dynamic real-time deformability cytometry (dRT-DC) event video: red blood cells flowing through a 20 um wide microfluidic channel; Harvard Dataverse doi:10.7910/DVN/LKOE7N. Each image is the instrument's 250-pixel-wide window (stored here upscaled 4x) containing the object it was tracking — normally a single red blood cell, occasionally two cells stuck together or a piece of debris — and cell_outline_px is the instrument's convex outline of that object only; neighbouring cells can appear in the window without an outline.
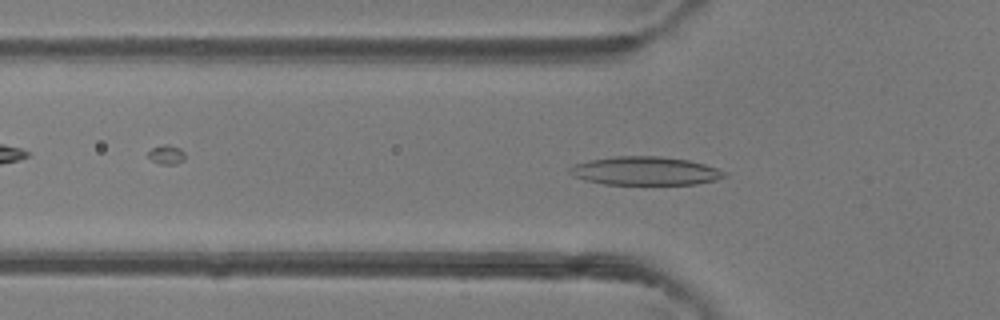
{"species": "common noctule bat (a hibernating species)", "species_latin": "Nyctalus noctula", "temperature_condition": "room temperature", "stored_images_in_passage": 41, "camera_frame_rate_fps": 3000, "um_per_image_px": 0.085, "animal": {"sex": "female"}, "frame": {"image": 1, "passage_image": 14, "time_ms": 4.333, "image_size_px": [1000, 320], "cell_outline_px": [[728, 176], [716, 180], [696, 184], [604, 184], [584, 180], [572, 176], [568, 172], [568, 168], [572, 164], [588, 160], [612, 156], [660, 156], [688, 160], [704, 164], [728, 172]], "centroid_in_image_um": [54.81, 14.52], "position_along_channel_um": 71.0, "area_um2": 25.95}}
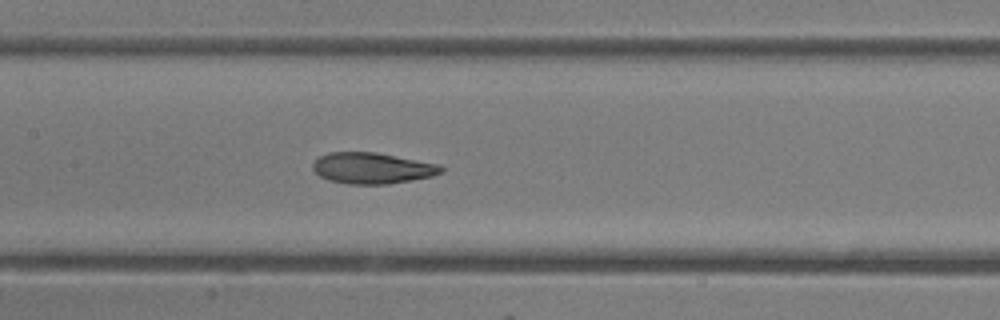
{"frame": {"image": 2, "passage_image": 21, "time_ms": 6.667, "image_size_px": [1000, 320], "cell_outline_px": [[444, 172], [432, 176], [412, 180], [388, 184], [348, 184], [328, 180], [320, 176], [312, 168], [312, 164], [320, 156], [328, 152], [376, 152], [440, 164], [444, 168]], "centroid_in_image_um": [31.66, 14.29], "position_along_channel_um": 175.7, "area_um2": 23.35}}
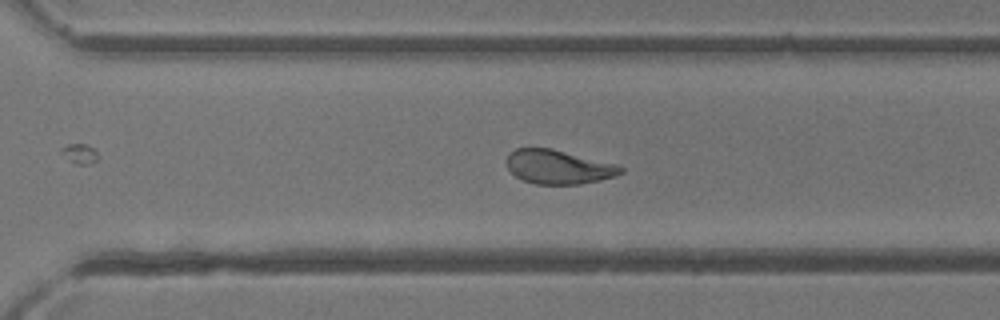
{"frame": {"image": 3, "passage_image": 31, "time_ms": 10.0, "image_size_px": [1000, 320], "cell_outline_px": [[624, 172], [616, 176], [600, 180], [580, 184], [536, 184], [520, 180], [508, 168], [508, 152], [516, 148], [552, 148], [620, 164], [624, 168]], "centroid_in_image_um": [47.52, 14.18], "position_along_channel_um": 323.1, "area_um2": 22.95}, "authors_computed_cell_mechanics": {"area_um2": 23.7558, "velocity_mm_per_s": 4.4372, "shape_relaxation_time_tau1_ms": 5.0657, "shape_relaxation_time_tau2_ms": 1.5972, "deformation_change_tau1": 0.177, "deformation_change_tau2": 0.0838}}